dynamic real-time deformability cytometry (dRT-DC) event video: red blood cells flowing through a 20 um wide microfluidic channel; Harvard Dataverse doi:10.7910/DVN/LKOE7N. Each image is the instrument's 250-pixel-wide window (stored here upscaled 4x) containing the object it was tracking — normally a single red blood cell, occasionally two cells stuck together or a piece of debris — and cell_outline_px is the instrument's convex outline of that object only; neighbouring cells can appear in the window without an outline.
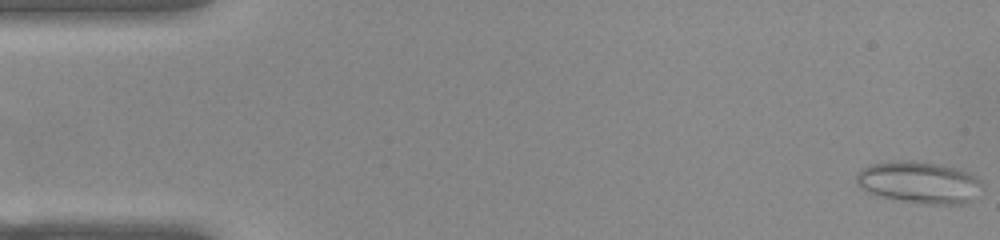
{"species": "common noctule bat (a hibernating species)", "species_latin": "Nyctalus noctula", "temperature_condition": "warm", "stored_images_in_passage": 52, "camera_frame_rate_fps": 3000, "um_per_image_px": 0.085, "animal": {"sex": "female", "body_mass_g": 22.0, "forearm_length_mm": 56.7}, "frame": {"image": 1, "passage_image": 1, "time_ms": 0.0, "image_size_px": [1000, 240], "cell_outline_px": [[984, 184], [972, 200], [964, 204], [924, 204], [876, 196], [860, 188], [856, 184], [856, 172], [860, 168], [872, 164], [900, 160], [912, 160], [940, 164], [972, 172]], "centroid_in_image_um": [78.12, 15.5], "position_along_channel_um": 6.9, "area_um2": 31.21}}
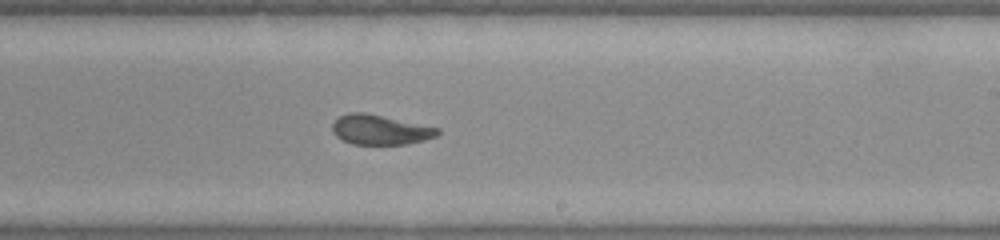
{"frame": {"image": 2, "passage_image": 31, "time_ms": 10.0, "image_size_px": [1000, 240], "cell_outline_px": [[440, 132], [436, 136], [424, 140], [404, 144], [352, 144], [340, 140], [332, 132], [332, 124], [340, 116], [348, 112], [364, 112], [440, 128]], "centroid_in_image_um": [32.28, 11.03], "position_along_channel_um": 256.7, "area_um2": 18.26}}
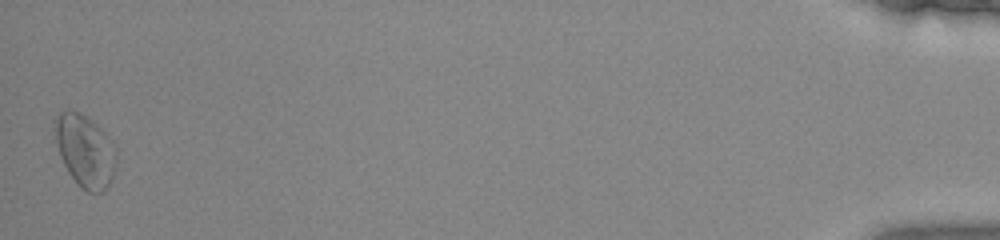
{"frame": {"image": 3, "passage_image": 52, "time_ms": 17.0, "image_size_px": [1000, 240], "cell_outline_px": [[116, 164], [112, 180], [108, 188], [104, 192], [88, 192], [80, 188], [76, 184], [68, 172], [60, 156], [56, 140], [52, 120], [60, 112], [80, 112], [92, 120], [116, 144]], "centroid_in_image_um": [7.25, 12.85], "position_along_channel_um": 427.9, "area_um2": 26.3}, "authors_computed_cell_mechanics": {"area_um2": 19.5364, "velocity_mm_per_s": 3.8638, "shape_relaxation_time_tau1_ms": null, "shape_relaxation_time_tau2_ms": 2.2909, "deformation_change_tau1": null, "deformation_change_tau2": 0.0939}}